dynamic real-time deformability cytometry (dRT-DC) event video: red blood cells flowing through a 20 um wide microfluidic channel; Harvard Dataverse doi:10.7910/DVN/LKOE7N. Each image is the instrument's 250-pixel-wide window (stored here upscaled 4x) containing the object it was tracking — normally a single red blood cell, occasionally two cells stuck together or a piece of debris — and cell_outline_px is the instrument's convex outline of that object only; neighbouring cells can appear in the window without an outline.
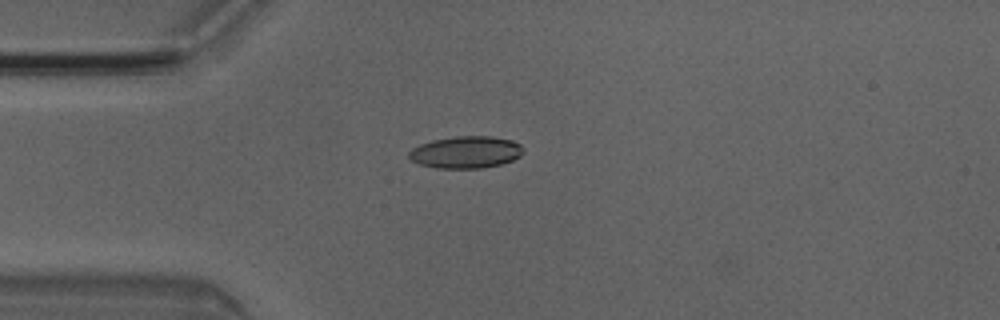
{"species": "Egyptian fruit bat (a non-hibernating species)", "species_latin": "Rousettus aegyptiacus", "temperature_condition": "room temperature", "stored_images_in_passage": 2, "camera_frame_rate_fps": 3000, "um_per_image_px": 0.085, "animal": {"sex": "male"}, "frame": {"image": 1, "passage_image": 2, "time_ms": 0.333, "image_size_px": [1000, 320], "cell_outline_px": [[524, 152], [520, 156], [512, 160], [500, 164], [480, 168], [436, 168], [420, 164], [412, 160], [408, 156], [408, 152], [412, 148], [420, 144], [432, 140], [456, 136], [492, 136], [512, 140], [520, 144], [524, 148]], "centroid_in_image_um": [39.61, 12.93], "position_along_channel_um": 45.4, "area_um2": 21.39}}